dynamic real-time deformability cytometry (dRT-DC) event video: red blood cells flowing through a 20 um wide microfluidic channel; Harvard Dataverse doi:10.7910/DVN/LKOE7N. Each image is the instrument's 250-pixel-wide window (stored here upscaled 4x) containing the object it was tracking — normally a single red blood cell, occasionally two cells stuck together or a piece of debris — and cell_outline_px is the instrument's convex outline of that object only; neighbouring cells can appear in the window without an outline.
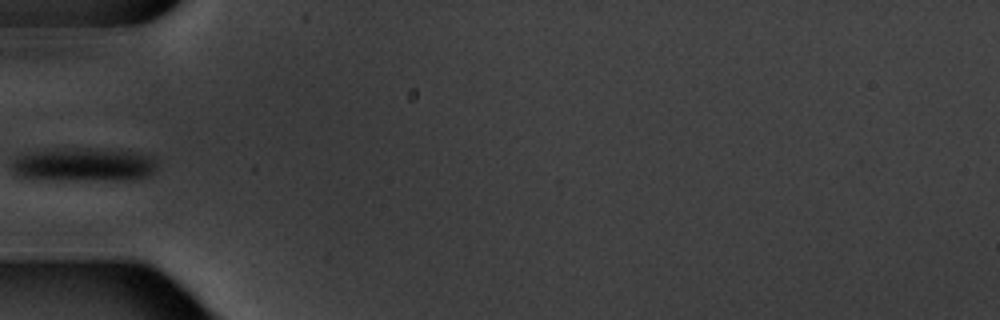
{"species": "common noctule bat (a hibernating species)", "species_latin": "Nyctalus noctula", "temperature_condition": "warm", "stored_images_in_passage": 5, "camera_frame_rate_fps": 3000, "um_per_image_px": 0.085, "animal": {"sex": "male", "body_mass_g": 20.1, "forearm_length_mm": 53.5}, "frame": {"image": 1, "passage_image": 5, "time_ms": 4.667, "image_size_px": [1000, 320], "cell_outline_px": [[156, 168], [148, 176], [136, 180], [32, 180], [16, 176], [12, 172], [12, 164], [16, 156], [32, 152], [76, 148], [92, 148], [136, 152], [152, 156], [156, 160]], "centroid_in_image_um": [7.11, 14.03], "position_along_channel_um": 77.9, "area_um2": 28.96}}